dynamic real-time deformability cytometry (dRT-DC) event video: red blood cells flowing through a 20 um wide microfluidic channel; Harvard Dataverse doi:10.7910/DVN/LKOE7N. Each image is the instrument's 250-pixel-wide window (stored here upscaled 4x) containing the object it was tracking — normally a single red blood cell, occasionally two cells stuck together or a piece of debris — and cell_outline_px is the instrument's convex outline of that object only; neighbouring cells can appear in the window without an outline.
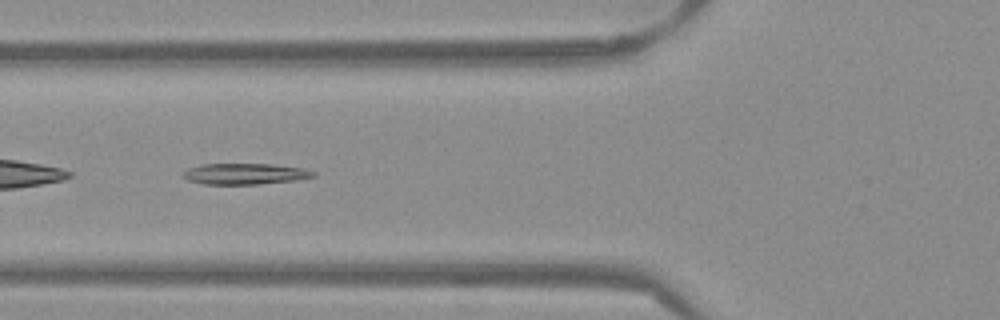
{"species": "Egyptian fruit bat (a non-hibernating species)", "species_latin": "Rousettus aegyptiacus", "temperature_condition": "warm", "stored_images_in_passage": 45, "camera_frame_rate_fps": 3000, "um_per_image_px": 0.085, "frame": {"image": 1, "passage_image": 12, "time_ms": 3.667, "image_size_px": [1000, 320], "cell_outline_px": [[316, 176], [300, 180], [260, 184], [204, 184], [188, 180], [184, 176], [184, 172], [188, 168], [200, 164], [272, 164], [304, 168], [316, 172]], "centroid_in_image_um": [20.89, 14.78], "position_along_channel_um": 104.9, "area_um2": 16.07}}
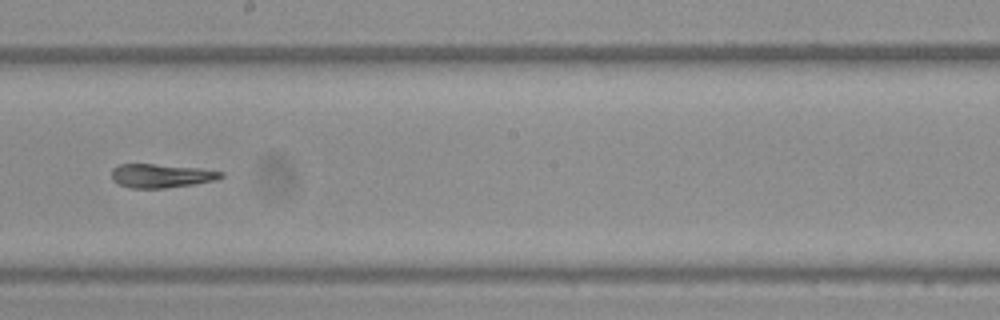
{"frame": {"image": 2, "passage_image": 22, "time_ms": 7.0, "image_size_px": [1000, 320], "cell_outline_px": [[224, 176], [216, 180], [196, 184], [164, 188], [132, 188], [120, 184], [112, 180], [112, 168], [116, 164], [152, 164], [200, 168], [224, 172]], "centroid_in_image_um": [13.71, 14.94], "position_along_channel_um": 234.5, "area_um2": 15.2}}
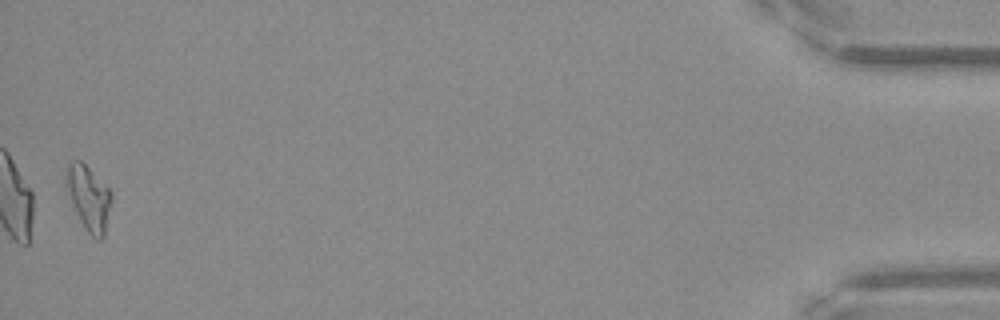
{"frame": {"image": 3, "passage_image": 44, "time_ms": 14.333, "image_size_px": [1000, 320], "cell_outline_px": [[112, 200], [104, 236], [100, 240], [96, 240], [88, 232], [80, 220], [76, 212], [68, 192], [64, 168], [72, 160], [80, 160], [112, 192]], "centroid_in_image_um": [7.54, 16.82], "position_along_channel_um": 427.7, "area_um2": 16.82}, "authors_computed_cell_mechanics": {"area_um2": 15.895, "velocity_mm_per_s": 3.8741, "shape_relaxation_time_tau1_ms": null, "shape_relaxation_time_tau2_ms": 3.2851, "deformation_change_tau1": null, "deformation_change_tau2": 0.1374}}